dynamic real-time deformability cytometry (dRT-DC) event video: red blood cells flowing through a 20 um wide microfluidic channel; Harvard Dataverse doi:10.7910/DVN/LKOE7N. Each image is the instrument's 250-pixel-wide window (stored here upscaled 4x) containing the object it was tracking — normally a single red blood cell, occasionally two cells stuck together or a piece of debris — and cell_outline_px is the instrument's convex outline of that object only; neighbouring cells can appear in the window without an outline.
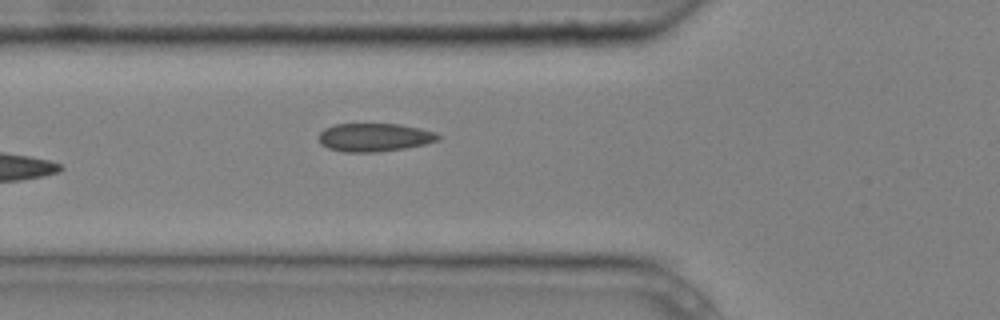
{"species": "common noctule bat (a hibernating species)", "species_latin": "Nyctalus noctula", "temperature_condition": "cold", "stored_images_in_passage": 5, "camera_frame_rate_fps": 3000, "um_per_image_px": 0.085, "animal": {"sex": "male", "body_mass_g": 20.4}, "frame": {"image": 1, "passage_image": 5, "time_ms": 1.333, "image_size_px": [1000, 320], "cell_outline_px": [[440, 136], [436, 140], [424, 144], [404, 148], [376, 152], [344, 152], [328, 148], [320, 144], [320, 132], [324, 128], [336, 124], [400, 124], [420, 128], [436, 132]], "centroid_in_image_um": [31.8, 11.67], "position_along_channel_um": 94.0, "area_um2": 19.54}}